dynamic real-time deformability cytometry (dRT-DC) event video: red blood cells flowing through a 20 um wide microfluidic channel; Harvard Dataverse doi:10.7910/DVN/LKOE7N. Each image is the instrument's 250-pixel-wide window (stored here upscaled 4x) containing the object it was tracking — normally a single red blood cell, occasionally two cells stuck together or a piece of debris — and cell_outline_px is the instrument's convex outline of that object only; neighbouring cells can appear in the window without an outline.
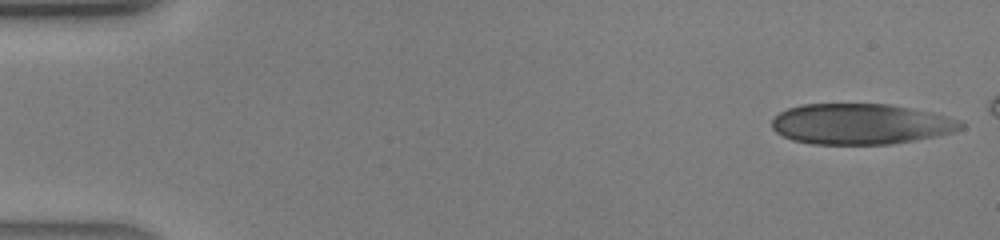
{"species": "human", "species_latin": "Homo sapiens", "temperature_condition": "warm", "stored_images_in_passage": 40, "camera_frame_rate_fps": 3000, "um_per_image_px": 0.085, "donor": {"sex": "male"}, "frame": {"image": 1, "passage_image": 1, "time_ms": 0.0, "image_size_px": [1000, 240], "cell_outline_px": [[964, 128], [952, 132], [936, 136], [888, 144], [812, 144], [792, 140], [776, 132], [772, 128], [772, 120], [780, 112], [788, 108], [804, 104], [888, 104], [932, 112], [956, 120], [964, 124]], "centroid_in_image_um": [73.13, 10.54], "position_along_channel_um": 11.9, "area_um2": 44.45}}
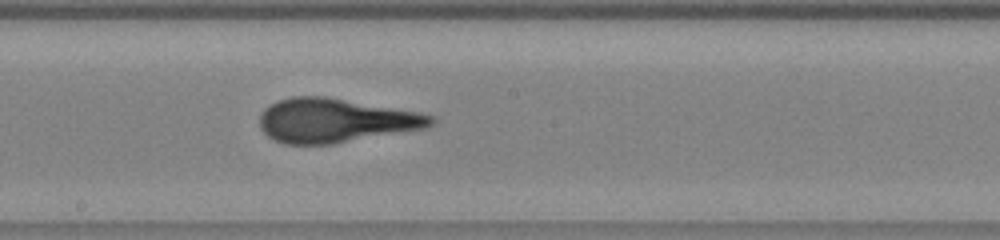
{"frame": {"image": 2, "passage_image": 22, "time_ms": 7.0, "image_size_px": [1000, 240], "cell_outline_px": [[436, 120], [432, 124], [424, 128], [332, 144], [284, 144], [268, 136], [260, 128], [260, 112], [264, 108], [280, 100], [292, 96], [324, 96], [416, 112], [432, 116]], "centroid_in_image_um": [28.44, 10.24], "position_along_channel_um": 219.8, "area_um2": 43.35}}
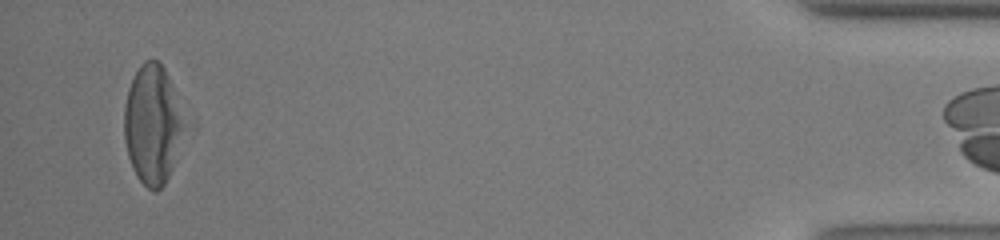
{"frame": {"image": 3, "passage_image": 39, "time_ms": 12.667, "image_size_px": [1000, 240], "cell_outline_px": [[188, 124], [168, 176], [164, 184], [156, 192], [152, 192], [140, 180], [132, 168], [128, 156], [124, 140], [124, 104], [128, 88], [140, 64], [144, 60], [156, 60], [164, 68]], "centroid_in_image_um": [12.97, 10.59], "position_along_channel_um": 422.2, "area_um2": 41.73}}